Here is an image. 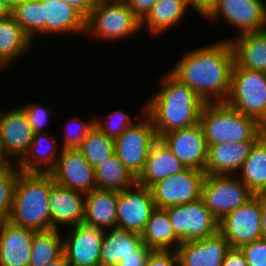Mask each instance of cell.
I'll use <instances>...</instances> for the list:
<instances>
[{
  "label": "cell",
  "instance_id": "bcb514c9",
  "mask_svg": "<svg viewBox=\"0 0 266 266\" xmlns=\"http://www.w3.org/2000/svg\"><path fill=\"white\" fill-rule=\"evenodd\" d=\"M87 18L94 7V0H64Z\"/></svg>",
  "mask_w": 266,
  "mask_h": 266
},
{
  "label": "cell",
  "instance_id": "f546056e",
  "mask_svg": "<svg viewBox=\"0 0 266 266\" xmlns=\"http://www.w3.org/2000/svg\"><path fill=\"white\" fill-rule=\"evenodd\" d=\"M33 41L26 35L15 18L0 20V66L7 65L30 48Z\"/></svg>",
  "mask_w": 266,
  "mask_h": 266
},
{
  "label": "cell",
  "instance_id": "52a82bcc",
  "mask_svg": "<svg viewBox=\"0 0 266 266\" xmlns=\"http://www.w3.org/2000/svg\"><path fill=\"white\" fill-rule=\"evenodd\" d=\"M254 196L238 177L232 175L206 174L203 180L201 200L218 222Z\"/></svg>",
  "mask_w": 266,
  "mask_h": 266
},
{
  "label": "cell",
  "instance_id": "ac0fdd59",
  "mask_svg": "<svg viewBox=\"0 0 266 266\" xmlns=\"http://www.w3.org/2000/svg\"><path fill=\"white\" fill-rule=\"evenodd\" d=\"M35 230L0 222V266H28Z\"/></svg>",
  "mask_w": 266,
  "mask_h": 266
},
{
  "label": "cell",
  "instance_id": "836d02e7",
  "mask_svg": "<svg viewBox=\"0 0 266 266\" xmlns=\"http://www.w3.org/2000/svg\"><path fill=\"white\" fill-rule=\"evenodd\" d=\"M91 166L96 168L114 153V139L94 127L77 148Z\"/></svg>",
  "mask_w": 266,
  "mask_h": 266
},
{
  "label": "cell",
  "instance_id": "ab89813d",
  "mask_svg": "<svg viewBox=\"0 0 266 266\" xmlns=\"http://www.w3.org/2000/svg\"><path fill=\"white\" fill-rule=\"evenodd\" d=\"M21 108L25 111L34 133L44 132L42 129H44L47 118L51 114V109L37 104L21 106Z\"/></svg>",
  "mask_w": 266,
  "mask_h": 266
},
{
  "label": "cell",
  "instance_id": "484cf974",
  "mask_svg": "<svg viewBox=\"0 0 266 266\" xmlns=\"http://www.w3.org/2000/svg\"><path fill=\"white\" fill-rule=\"evenodd\" d=\"M143 246L141 234L112 228L103 235L100 266H117L121 258L134 256Z\"/></svg>",
  "mask_w": 266,
  "mask_h": 266
},
{
  "label": "cell",
  "instance_id": "7a4b0ae2",
  "mask_svg": "<svg viewBox=\"0 0 266 266\" xmlns=\"http://www.w3.org/2000/svg\"><path fill=\"white\" fill-rule=\"evenodd\" d=\"M161 81L163 86L160 91L151 97L144 108L158 138L174 130L197 125L204 105L201 98L171 72Z\"/></svg>",
  "mask_w": 266,
  "mask_h": 266
},
{
  "label": "cell",
  "instance_id": "9a60e30c",
  "mask_svg": "<svg viewBox=\"0 0 266 266\" xmlns=\"http://www.w3.org/2000/svg\"><path fill=\"white\" fill-rule=\"evenodd\" d=\"M159 139L186 168L205 170L208 145L199 123L163 134Z\"/></svg>",
  "mask_w": 266,
  "mask_h": 266
},
{
  "label": "cell",
  "instance_id": "7bdbcfd3",
  "mask_svg": "<svg viewBox=\"0 0 266 266\" xmlns=\"http://www.w3.org/2000/svg\"><path fill=\"white\" fill-rule=\"evenodd\" d=\"M151 251L144 245L134 256L121 258L117 266H146Z\"/></svg>",
  "mask_w": 266,
  "mask_h": 266
},
{
  "label": "cell",
  "instance_id": "f5cc1de1",
  "mask_svg": "<svg viewBox=\"0 0 266 266\" xmlns=\"http://www.w3.org/2000/svg\"><path fill=\"white\" fill-rule=\"evenodd\" d=\"M262 136L266 139V126L263 127Z\"/></svg>",
  "mask_w": 266,
  "mask_h": 266
},
{
  "label": "cell",
  "instance_id": "681fc988",
  "mask_svg": "<svg viewBox=\"0 0 266 266\" xmlns=\"http://www.w3.org/2000/svg\"><path fill=\"white\" fill-rule=\"evenodd\" d=\"M46 266H70V263L68 262L66 256L63 254L62 256L50 262Z\"/></svg>",
  "mask_w": 266,
  "mask_h": 266
},
{
  "label": "cell",
  "instance_id": "2e32d148",
  "mask_svg": "<svg viewBox=\"0 0 266 266\" xmlns=\"http://www.w3.org/2000/svg\"><path fill=\"white\" fill-rule=\"evenodd\" d=\"M33 136L28 117L20 106L0 113V147L8 161L13 157L19 162L28 152Z\"/></svg>",
  "mask_w": 266,
  "mask_h": 266
},
{
  "label": "cell",
  "instance_id": "3957f363",
  "mask_svg": "<svg viewBox=\"0 0 266 266\" xmlns=\"http://www.w3.org/2000/svg\"><path fill=\"white\" fill-rule=\"evenodd\" d=\"M54 183L49 173L19 171L8 220L35 231L51 230L49 195Z\"/></svg>",
  "mask_w": 266,
  "mask_h": 266
},
{
  "label": "cell",
  "instance_id": "4316f807",
  "mask_svg": "<svg viewBox=\"0 0 266 266\" xmlns=\"http://www.w3.org/2000/svg\"><path fill=\"white\" fill-rule=\"evenodd\" d=\"M141 237L143 244L152 250H172L173 244L176 250L180 245L165 209L155 208L151 212Z\"/></svg>",
  "mask_w": 266,
  "mask_h": 266
},
{
  "label": "cell",
  "instance_id": "9c48e42d",
  "mask_svg": "<svg viewBox=\"0 0 266 266\" xmlns=\"http://www.w3.org/2000/svg\"><path fill=\"white\" fill-rule=\"evenodd\" d=\"M262 207L263 195H255L219 221L218 232L231 248H241L261 239Z\"/></svg>",
  "mask_w": 266,
  "mask_h": 266
},
{
  "label": "cell",
  "instance_id": "83f0119b",
  "mask_svg": "<svg viewBox=\"0 0 266 266\" xmlns=\"http://www.w3.org/2000/svg\"><path fill=\"white\" fill-rule=\"evenodd\" d=\"M239 179L255 194L266 193V139L261 135L241 167Z\"/></svg>",
  "mask_w": 266,
  "mask_h": 266
},
{
  "label": "cell",
  "instance_id": "44dd1931",
  "mask_svg": "<svg viewBox=\"0 0 266 266\" xmlns=\"http://www.w3.org/2000/svg\"><path fill=\"white\" fill-rule=\"evenodd\" d=\"M254 143L255 141H242L208 145L205 174L231 175L240 171Z\"/></svg>",
  "mask_w": 266,
  "mask_h": 266
},
{
  "label": "cell",
  "instance_id": "f907efd6",
  "mask_svg": "<svg viewBox=\"0 0 266 266\" xmlns=\"http://www.w3.org/2000/svg\"><path fill=\"white\" fill-rule=\"evenodd\" d=\"M10 161L6 159V157L3 155L1 147H0V167L8 164Z\"/></svg>",
  "mask_w": 266,
  "mask_h": 266
},
{
  "label": "cell",
  "instance_id": "d6a6232c",
  "mask_svg": "<svg viewBox=\"0 0 266 266\" xmlns=\"http://www.w3.org/2000/svg\"><path fill=\"white\" fill-rule=\"evenodd\" d=\"M59 229L35 231L28 266H46L63 255V239Z\"/></svg>",
  "mask_w": 266,
  "mask_h": 266
},
{
  "label": "cell",
  "instance_id": "d6986e66",
  "mask_svg": "<svg viewBox=\"0 0 266 266\" xmlns=\"http://www.w3.org/2000/svg\"><path fill=\"white\" fill-rule=\"evenodd\" d=\"M230 245L217 232L200 240L181 243L177 249L179 266H222Z\"/></svg>",
  "mask_w": 266,
  "mask_h": 266
},
{
  "label": "cell",
  "instance_id": "6da1fadb",
  "mask_svg": "<svg viewBox=\"0 0 266 266\" xmlns=\"http://www.w3.org/2000/svg\"><path fill=\"white\" fill-rule=\"evenodd\" d=\"M235 64L233 48L224 39L185 54L170 71L204 103L226 102Z\"/></svg>",
  "mask_w": 266,
  "mask_h": 266
},
{
  "label": "cell",
  "instance_id": "f6af8a7d",
  "mask_svg": "<svg viewBox=\"0 0 266 266\" xmlns=\"http://www.w3.org/2000/svg\"><path fill=\"white\" fill-rule=\"evenodd\" d=\"M218 0H188L189 6L202 17H206L216 6Z\"/></svg>",
  "mask_w": 266,
  "mask_h": 266
},
{
  "label": "cell",
  "instance_id": "d590c367",
  "mask_svg": "<svg viewBox=\"0 0 266 266\" xmlns=\"http://www.w3.org/2000/svg\"><path fill=\"white\" fill-rule=\"evenodd\" d=\"M12 165L9 162L0 167V222L9 219L12 209L14 186L20 171Z\"/></svg>",
  "mask_w": 266,
  "mask_h": 266
},
{
  "label": "cell",
  "instance_id": "277c9868",
  "mask_svg": "<svg viewBox=\"0 0 266 266\" xmlns=\"http://www.w3.org/2000/svg\"><path fill=\"white\" fill-rule=\"evenodd\" d=\"M199 124L207 145L256 141L263 131L255 119L245 116L226 102L204 103Z\"/></svg>",
  "mask_w": 266,
  "mask_h": 266
},
{
  "label": "cell",
  "instance_id": "ee69618b",
  "mask_svg": "<svg viewBox=\"0 0 266 266\" xmlns=\"http://www.w3.org/2000/svg\"><path fill=\"white\" fill-rule=\"evenodd\" d=\"M222 266H248L240 248H231L227 251Z\"/></svg>",
  "mask_w": 266,
  "mask_h": 266
},
{
  "label": "cell",
  "instance_id": "30bf717a",
  "mask_svg": "<svg viewBox=\"0 0 266 266\" xmlns=\"http://www.w3.org/2000/svg\"><path fill=\"white\" fill-rule=\"evenodd\" d=\"M205 175L204 171L186 168L155 182L149 187L155 208L165 209L200 200Z\"/></svg>",
  "mask_w": 266,
  "mask_h": 266
},
{
  "label": "cell",
  "instance_id": "b9f144b4",
  "mask_svg": "<svg viewBox=\"0 0 266 266\" xmlns=\"http://www.w3.org/2000/svg\"><path fill=\"white\" fill-rule=\"evenodd\" d=\"M158 0H125L130 10L142 21Z\"/></svg>",
  "mask_w": 266,
  "mask_h": 266
},
{
  "label": "cell",
  "instance_id": "ffe728a7",
  "mask_svg": "<svg viewBox=\"0 0 266 266\" xmlns=\"http://www.w3.org/2000/svg\"><path fill=\"white\" fill-rule=\"evenodd\" d=\"M84 196H86L85 193L54 183L49 195L51 228L58 230V224L71 225L73 228L82 223L85 217Z\"/></svg>",
  "mask_w": 266,
  "mask_h": 266
},
{
  "label": "cell",
  "instance_id": "5bb4252c",
  "mask_svg": "<svg viewBox=\"0 0 266 266\" xmlns=\"http://www.w3.org/2000/svg\"><path fill=\"white\" fill-rule=\"evenodd\" d=\"M117 208V228L141 234L155 209L150 188L136 183L118 192Z\"/></svg>",
  "mask_w": 266,
  "mask_h": 266
},
{
  "label": "cell",
  "instance_id": "74e56055",
  "mask_svg": "<svg viewBox=\"0 0 266 266\" xmlns=\"http://www.w3.org/2000/svg\"><path fill=\"white\" fill-rule=\"evenodd\" d=\"M240 249L248 266H266V240H254Z\"/></svg>",
  "mask_w": 266,
  "mask_h": 266
},
{
  "label": "cell",
  "instance_id": "8d00e7d4",
  "mask_svg": "<svg viewBox=\"0 0 266 266\" xmlns=\"http://www.w3.org/2000/svg\"><path fill=\"white\" fill-rule=\"evenodd\" d=\"M107 118L109 119L106 120V123L95 119V127L112 139L119 137L127 128L133 125L129 114L120 110L111 113Z\"/></svg>",
  "mask_w": 266,
  "mask_h": 266
},
{
  "label": "cell",
  "instance_id": "e0dca14e",
  "mask_svg": "<svg viewBox=\"0 0 266 266\" xmlns=\"http://www.w3.org/2000/svg\"><path fill=\"white\" fill-rule=\"evenodd\" d=\"M63 239V254L70 266H100L101 242L105 230L84 222Z\"/></svg>",
  "mask_w": 266,
  "mask_h": 266
},
{
  "label": "cell",
  "instance_id": "5b68a950",
  "mask_svg": "<svg viewBox=\"0 0 266 266\" xmlns=\"http://www.w3.org/2000/svg\"><path fill=\"white\" fill-rule=\"evenodd\" d=\"M226 103L266 126V72L234 64L231 88Z\"/></svg>",
  "mask_w": 266,
  "mask_h": 266
},
{
  "label": "cell",
  "instance_id": "8fae6325",
  "mask_svg": "<svg viewBox=\"0 0 266 266\" xmlns=\"http://www.w3.org/2000/svg\"><path fill=\"white\" fill-rule=\"evenodd\" d=\"M165 210L180 244L213 236L218 232L219 222L201 199L192 203L167 207Z\"/></svg>",
  "mask_w": 266,
  "mask_h": 266
},
{
  "label": "cell",
  "instance_id": "60d3db41",
  "mask_svg": "<svg viewBox=\"0 0 266 266\" xmlns=\"http://www.w3.org/2000/svg\"><path fill=\"white\" fill-rule=\"evenodd\" d=\"M146 266H179L176 250H152L148 256Z\"/></svg>",
  "mask_w": 266,
  "mask_h": 266
},
{
  "label": "cell",
  "instance_id": "8992f818",
  "mask_svg": "<svg viewBox=\"0 0 266 266\" xmlns=\"http://www.w3.org/2000/svg\"><path fill=\"white\" fill-rule=\"evenodd\" d=\"M141 20L130 10L125 0L95 2L86 18V33L105 40H115L140 30Z\"/></svg>",
  "mask_w": 266,
  "mask_h": 266
},
{
  "label": "cell",
  "instance_id": "7c38bea8",
  "mask_svg": "<svg viewBox=\"0 0 266 266\" xmlns=\"http://www.w3.org/2000/svg\"><path fill=\"white\" fill-rule=\"evenodd\" d=\"M49 174L56 184L72 190L86 194L97 189L95 168L77 148L62 149Z\"/></svg>",
  "mask_w": 266,
  "mask_h": 266
},
{
  "label": "cell",
  "instance_id": "d4e9b609",
  "mask_svg": "<svg viewBox=\"0 0 266 266\" xmlns=\"http://www.w3.org/2000/svg\"><path fill=\"white\" fill-rule=\"evenodd\" d=\"M229 39L238 67L266 72V29Z\"/></svg>",
  "mask_w": 266,
  "mask_h": 266
},
{
  "label": "cell",
  "instance_id": "7dc6e473",
  "mask_svg": "<svg viewBox=\"0 0 266 266\" xmlns=\"http://www.w3.org/2000/svg\"><path fill=\"white\" fill-rule=\"evenodd\" d=\"M12 15V6L7 0H0V20L6 19Z\"/></svg>",
  "mask_w": 266,
  "mask_h": 266
},
{
  "label": "cell",
  "instance_id": "603a6c76",
  "mask_svg": "<svg viewBox=\"0 0 266 266\" xmlns=\"http://www.w3.org/2000/svg\"><path fill=\"white\" fill-rule=\"evenodd\" d=\"M117 197L115 190L95 189L86 193L83 222L102 230L117 228Z\"/></svg>",
  "mask_w": 266,
  "mask_h": 266
},
{
  "label": "cell",
  "instance_id": "cb8c5ba5",
  "mask_svg": "<svg viewBox=\"0 0 266 266\" xmlns=\"http://www.w3.org/2000/svg\"><path fill=\"white\" fill-rule=\"evenodd\" d=\"M185 169L186 167L166 144L158 139L148 154L144 169L137 178V183L149 188L155 182L180 173Z\"/></svg>",
  "mask_w": 266,
  "mask_h": 266
},
{
  "label": "cell",
  "instance_id": "1f68e13d",
  "mask_svg": "<svg viewBox=\"0 0 266 266\" xmlns=\"http://www.w3.org/2000/svg\"><path fill=\"white\" fill-rule=\"evenodd\" d=\"M96 185L99 190L123 191L133 187L137 179L114 153L95 168Z\"/></svg>",
  "mask_w": 266,
  "mask_h": 266
},
{
  "label": "cell",
  "instance_id": "4dcf8cb0",
  "mask_svg": "<svg viewBox=\"0 0 266 266\" xmlns=\"http://www.w3.org/2000/svg\"><path fill=\"white\" fill-rule=\"evenodd\" d=\"M188 7V0H158L148 15L141 21V27L146 25L151 34L157 36L181 22L180 20L184 17L183 15H185Z\"/></svg>",
  "mask_w": 266,
  "mask_h": 266
},
{
  "label": "cell",
  "instance_id": "7402d4cb",
  "mask_svg": "<svg viewBox=\"0 0 266 266\" xmlns=\"http://www.w3.org/2000/svg\"><path fill=\"white\" fill-rule=\"evenodd\" d=\"M43 33H86V18L64 0H41Z\"/></svg>",
  "mask_w": 266,
  "mask_h": 266
},
{
  "label": "cell",
  "instance_id": "4fadbf2b",
  "mask_svg": "<svg viewBox=\"0 0 266 266\" xmlns=\"http://www.w3.org/2000/svg\"><path fill=\"white\" fill-rule=\"evenodd\" d=\"M218 16L239 29V35L263 31L266 27V5L262 0H218L205 18L215 21Z\"/></svg>",
  "mask_w": 266,
  "mask_h": 266
},
{
  "label": "cell",
  "instance_id": "f1b7e54d",
  "mask_svg": "<svg viewBox=\"0 0 266 266\" xmlns=\"http://www.w3.org/2000/svg\"><path fill=\"white\" fill-rule=\"evenodd\" d=\"M46 134V132L34 133L28 152L19 162H17L16 166H18L20 171L49 173L55 167L57 159L59 158V156H57L59 153L56 152V146L54 144L55 139L51 138V135L49 134H47L48 136H46ZM47 137L49 140L51 139L52 144L50 143V146L47 144V146L45 145V140L47 139ZM43 146L46 148V150H44L45 148ZM33 157H35V160L31 159ZM43 163L46 165L44 166Z\"/></svg>",
  "mask_w": 266,
  "mask_h": 266
},
{
  "label": "cell",
  "instance_id": "c3c4849f",
  "mask_svg": "<svg viewBox=\"0 0 266 266\" xmlns=\"http://www.w3.org/2000/svg\"><path fill=\"white\" fill-rule=\"evenodd\" d=\"M261 239L266 240V198L263 195V207L261 218Z\"/></svg>",
  "mask_w": 266,
  "mask_h": 266
},
{
  "label": "cell",
  "instance_id": "f35d334b",
  "mask_svg": "<svg viewBox=\"0 0 266 266\" xmlns=\"http://www.w3.org/2000/svg\"><path fill=\"white\" fill-rule=\"evenodd\" d=\"M78 125L76 129L71 127L74 131L67 125L62 149L78 148L86 135L95 127V119L88 123L82 121Z\"/></svg>",
  "mask_w": 266,
  "mask_h": 266
},
{
  "label": "cell",
  "instance_id": "ba28073f",
  "mask_svg": "<svg viewBox=\"0 0 266 266\" xmlns=\"http://www.w3.org/2000/svg\"><path fill=\"white\" fill-rule=\"evenodd\" d=\"M142 122L133 124L114 139L115 154L137 179L142 173L148 154L159 139L151 118L145 113Z\"/></svg>",
  "mask_w": 266,
  "mask_h": 266
},
{
  "label": "cell",
  "instance_id": "e575fe53",
  "mask_svg": "<svg viewBox=\"0 0 266 266\" xmlns=\"http://www.w3.org/2000/svg\"><path fill=\"white\" fill-rule=\"evenodd\" d=\"M12 16L26 35L33 40L43 33V6L41 0H23L12 6Z\"/></svg>",
  "mask_w": 266,
  "mask_h": 266
},
{
  "label": "cell",
  "instance_id": "816d5d0a",
  "mask_svg": "<svg viewBox=\"0 0 266 266\" xmlns=\"http://www.w3.org/2000/svg\"><path fill=\"white\" fill-rule=\"evenodd\" d=\"M8 3L11 5V6H14L17 2H20V1H23V0H7Z\"/></svg>",
  "mask_w": 266,
  "mask_h": 266
}]
</instances>
